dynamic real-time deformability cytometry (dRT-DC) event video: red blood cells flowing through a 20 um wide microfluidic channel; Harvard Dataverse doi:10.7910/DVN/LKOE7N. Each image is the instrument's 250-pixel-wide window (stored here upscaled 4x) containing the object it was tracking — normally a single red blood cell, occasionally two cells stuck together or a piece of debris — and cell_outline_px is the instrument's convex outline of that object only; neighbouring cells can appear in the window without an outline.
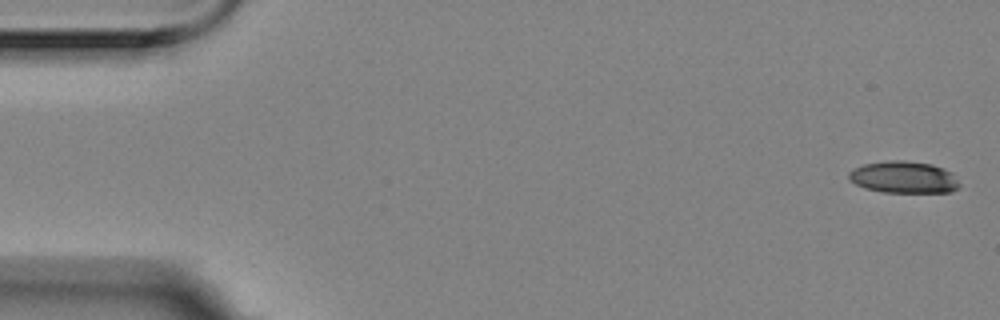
{"species": "Egyptian fruit bat (a non-hibernating species)", "species_latin": "Rousettus aegyptiacus", "temperature_condition": "room temperature", "stored_images_in_passage": 5, "camera_frame_rate_fps": 3000, "um_per_image_px": 0.085, "animal": {"sex": "female"}, "frame": {"image": 1, "passage_image": 1, "time_ms": 0.0, "image_size_px": [1000, 320], "cell_outline_px": [[960, 188], [952, 192], [884, 192], [864, 188], [848, 180], [848, 172], [864, 164], [888, 160], [904, 160], [932, 164], [944, 168], [952, 172], [960, 184]], "centroid_in_image_um": [76.84, 15.06], "position_along_channel_um": 8.2, "area_um2": 20.75}}
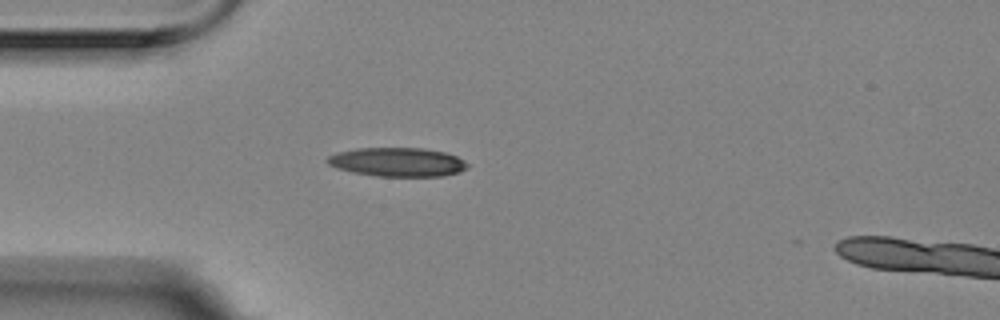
{"frame": {"image": 2, "passage_image": 5, "time_ms": 1.333, "image_size_px": [1000, 320], "cell_outline_px": [[468, 168], [460, 172], [444, 176], [376, 176], [352, 172], [336, 168], [328, 164], [324, 160], [328, 156], [336, 152], [356, 148], [424, 148], [444, 152], [456, 156], [464, 160], [468, 164]], "centroid_in_image_um": [33.77, 13.77], "position_along_channel_um": 51.2, "area_um2": 23.81}}